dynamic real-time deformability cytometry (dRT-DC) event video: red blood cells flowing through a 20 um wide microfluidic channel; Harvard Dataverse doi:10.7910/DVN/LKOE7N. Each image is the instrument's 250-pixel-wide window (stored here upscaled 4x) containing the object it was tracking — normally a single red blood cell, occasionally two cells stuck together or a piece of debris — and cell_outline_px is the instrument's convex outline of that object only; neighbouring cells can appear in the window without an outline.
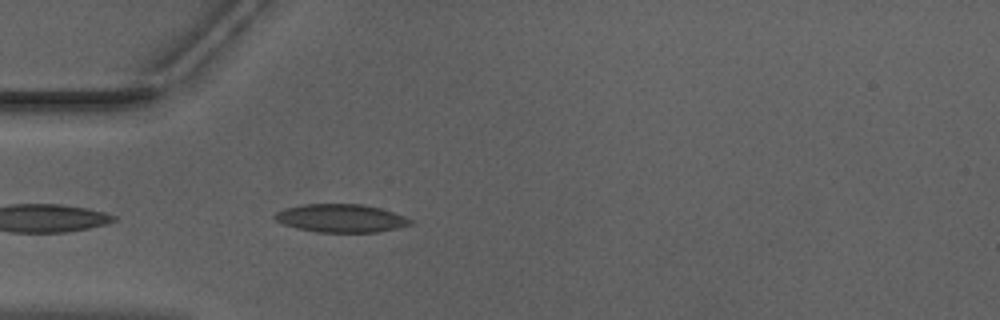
{"species": "Egyptian fruit bat (a non-hibernating species)", "species_latin": "Rousettus aegyptiacus", "temperature_condition": "warm", "stored_images_in_passage": 38, "camera_frame_rate_fps": 3000, "um_per_image_px": 0.085, "animal": {"sex": "male"}, "frame": {"image": 1, "passage_image": 2, "time_ms": 0.333, "image_size_px": [1000, 320], "cell_outline_px": [[412, 224], [380, 232], [316, 232], [296, 228], [284, 224], [276, 220], [272, 216], [276, 212], [284, 208], [304, 204], [364, 204], [380, 208], [404, 216], [412, 220]], "centroid_in_image_um": [28.96, 18.55], "position_along_channel_um": 56.0, "area_um2": 22.25}}
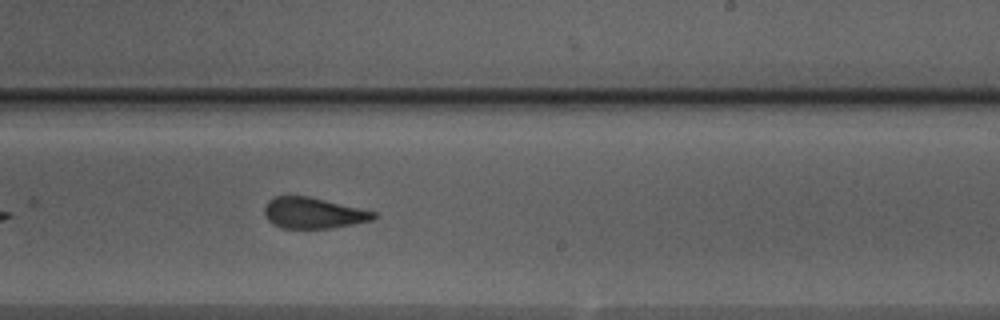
{"frame": {"image": 2, "passage_image": 18, "time_ms": 5.667, "image_size_px": [1000, 320], "cell_outline_px": [[376, 216], [372, 220], [332, 228], [280, 228], [272, 224], [268, 220], [264, 212], [264, 208], [268, 200], [276, 196], [308, 196], [360, 208], [376, 212]], "centroid_in_image_um": [26.6, 18.11], "position_along_channel_um": 262.4, "area_um2": 19.59}}
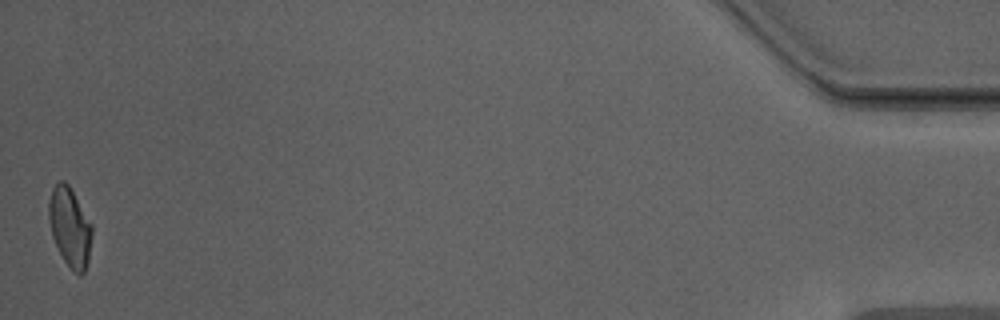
{"frame": {"image": 3, "passage_image": 38, "time_ms": 12.333, "image_size_px": [1000, 320], "cell_outline_px": [[92, 232], [88, 260], [84, 272], [80, 276], [72, 272], [64, 260], [52, 236], [48, 216], [48, 204], [52, 188], [60, 180], [64, 180], [68, 184], [92, 224]], "centroid_in_image_um": [5.93, 19.31], "position_along_channel_um": 429.3, "area_um2": 19.83}, "authors_computed_cell_mechanics": {"area_um2": 20.4901, "velocity_mm_per_s": 3.9809, "shape_relaxation_time_tau1_ms": 9.1104, "shape_relaxation_time_tau2_ms": 2.1669, "deformation_change_tau1": 0.1989, "deformation_change_tau2": 0.091}}